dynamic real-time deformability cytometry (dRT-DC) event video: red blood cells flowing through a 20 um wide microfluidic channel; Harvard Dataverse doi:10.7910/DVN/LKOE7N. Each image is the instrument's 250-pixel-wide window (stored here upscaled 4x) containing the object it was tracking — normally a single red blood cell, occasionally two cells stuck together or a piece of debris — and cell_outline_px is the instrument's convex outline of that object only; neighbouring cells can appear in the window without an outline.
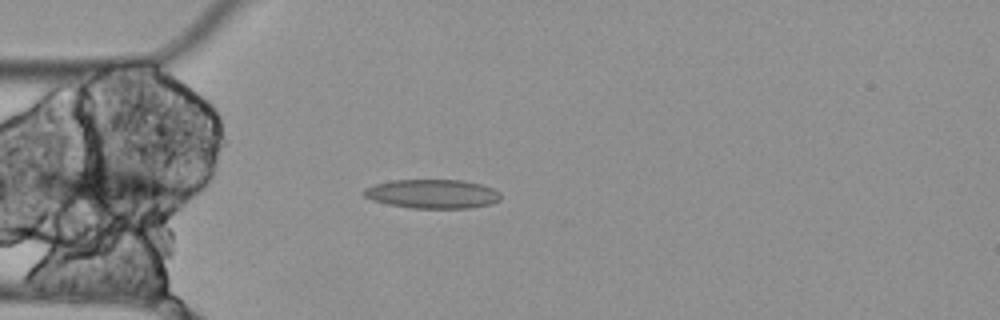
{"species": "Egyptian fruit bat (a non-hibernating species)", "species_latin": "Rousettus aegyptiacus", "temperature_condition": "cold", "stored_images_in_passage": 2, "camera_frame_rate_fps": 3000, "um_per_image_px": 0.085, "animal": {"sex": "female"}, "frame": {"image": 1, "passage_image": 1, "time_ms": 0.0, "image_size_px": [1000, 320], "cell_outline_px": [[500, 200], [492, 204], [468, 208], [412, 208], [388, 204], [372, 200], [364, 196], [364, 188], [376, 184], [392, 180], [464, 180], [480, 184], [492, 188], [500, 192]], "centroid_in_image_um": [36.77, 16.48], "position_along_channel_um": 48.2, "area_um2": 23.12}}